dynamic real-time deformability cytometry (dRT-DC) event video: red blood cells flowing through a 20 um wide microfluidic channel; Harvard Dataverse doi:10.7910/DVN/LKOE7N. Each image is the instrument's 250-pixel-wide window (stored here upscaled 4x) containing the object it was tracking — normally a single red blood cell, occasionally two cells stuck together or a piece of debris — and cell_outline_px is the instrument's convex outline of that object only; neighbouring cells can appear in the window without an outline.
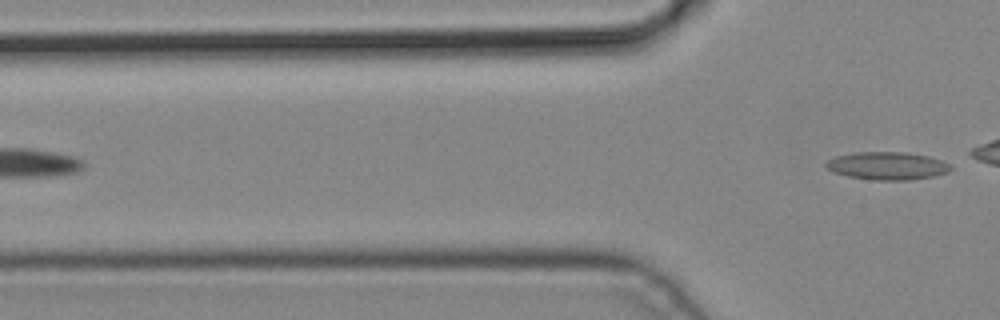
{"species": "common noctule bat (a hibernating species)", "species_latin": "Nyctalus noctula", "temperature_condition": "cold", "stored_images_in_passage": 3, "camera_frame_rate_fps": 3000, "um_per_image_px": 0.085, "animal": {"sex": "male", "body_mass_g": 19.2, "forearm_length_mm": 51.8}, "frame": {"image": 1, "passage_image": 3, "time_ms": 0.667, "image_size_px": [1000, 320], "cell_outline_px": [[952, 168], [948, 172], [932, 176], [912, 180], [876, 180], [848, 176], [832, 172], [824, 164], [828, 160], [836, 156], [852, 152], [904, 152], [928, 156], [940, 160], [948, 164]], "centroid_in_image_um": [75.39, 14.09], "position_along_channel_um": 50.4, "area_um2": 20.11}}